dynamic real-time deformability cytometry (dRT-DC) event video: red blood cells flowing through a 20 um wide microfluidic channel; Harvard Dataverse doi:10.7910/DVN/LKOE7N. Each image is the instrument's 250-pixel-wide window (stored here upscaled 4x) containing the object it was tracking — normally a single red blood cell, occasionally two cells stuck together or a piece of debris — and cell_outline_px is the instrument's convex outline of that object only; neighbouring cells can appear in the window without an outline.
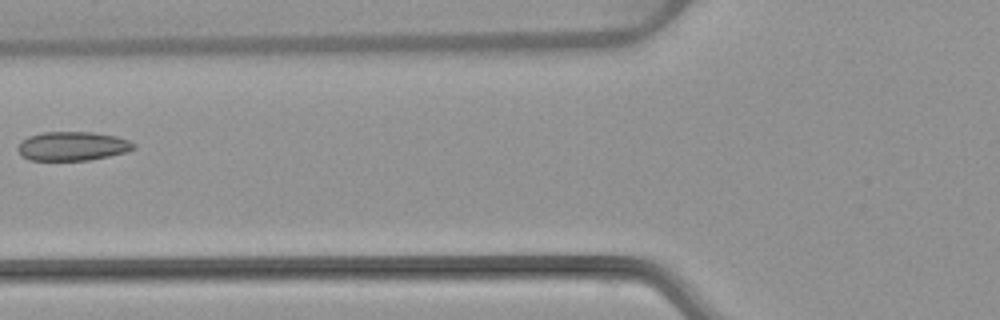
{"species": "common noctule bat (a hibernating species)", "species_latin": "Nyctalus noctula", "temperature_condition": "warm", "stored_images_in_passage": 5, "camera_frame_rate_fps": 3000, "um_per_image_px": 0.085, "animal": {"sex": "female", "body_mass_g": 22.7, "forearm_length_mm": 54.2}, "frame": {"image": 1, "passage_image": 5, "time_ms": 5.0, "image_size_px": [1000, 320], "cell_outline_px": [[136, 148], [128, 152], [88, 160], [28, 160], [20, 156], [16, 148], [20, 140], [28, 136], [44, 132], [92, 132], [116, 136], [128, 140], [136, 144]], "centroid_in_image_um": [6.13, 12.42], "position_along_channel_um": 119.7, "area_um2": 19.83}}